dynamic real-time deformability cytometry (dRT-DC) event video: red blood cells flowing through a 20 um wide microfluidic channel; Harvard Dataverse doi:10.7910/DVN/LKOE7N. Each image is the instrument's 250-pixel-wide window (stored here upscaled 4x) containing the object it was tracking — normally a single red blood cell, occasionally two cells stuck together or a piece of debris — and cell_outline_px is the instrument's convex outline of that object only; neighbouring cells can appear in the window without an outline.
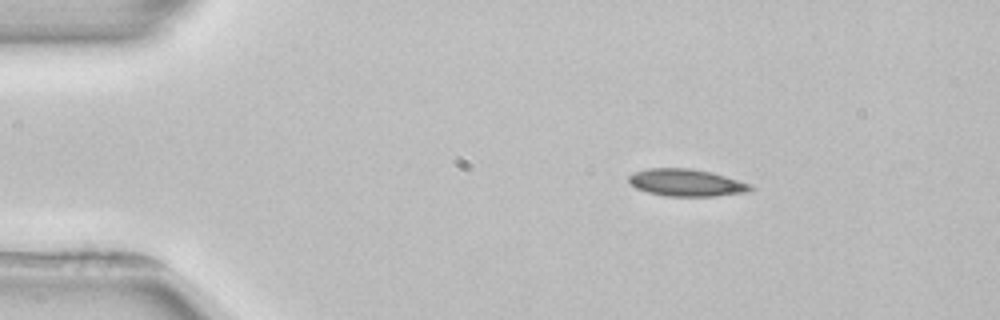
{"species": "common noctule bat (a hibernating species)", "species_latin": "Nyctalus noctula", "temperature_condition": "room temperature", "stored_images_in_passage": 4, "camera_frame_rate_fps": 3000, "um_per_image_px": 0.085, "animal": {"sex": "female", "body_mass_g": 22.7, "forearm_length_mm": 54.2}, "frame": {"image": 1, "passage_image": 2, "time_ms": 1.333, "image_size_px": [1000, 320], "cell_outline_px": [[756, 188], [748, 192], [716, 196], [664, 196], [648, 192], [636, 188], [628, 180], [628, 176], [636, 172], [648, 168], [692, 168], [712, 172], [752, 184]], "centroid_in_image_um": [58.39, 15.53], "position_along_channel_um": 26.6, "area_um2": 19.42}}
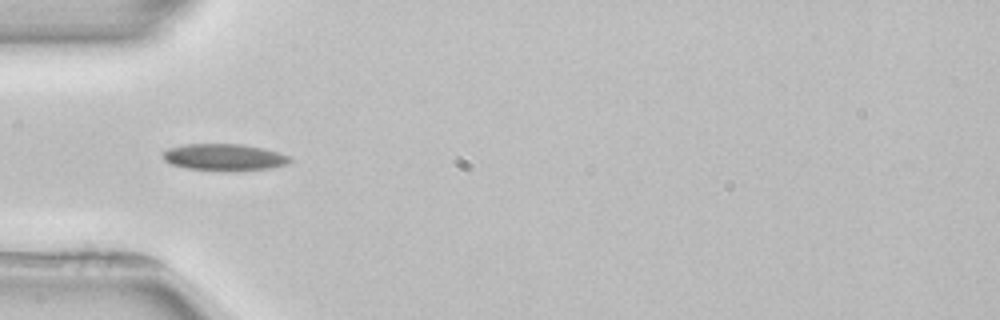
{"frame": {"image": 2, "passage_image": 3, "time_ms": 4.0, "image_size_px": [1000, 320], "cell_outline_px": [[292, 160], [288, 164], [268, 168], [188, 168], [172, 164], [164, 160], [160, 152], [168, 148], [184, 144], [240, 144], [264, 148], [288, 156]], "centroid_in_image_um": [18.99, 13.3], "position_along_channel_um": 66.0, "area_um2": 18.79}}